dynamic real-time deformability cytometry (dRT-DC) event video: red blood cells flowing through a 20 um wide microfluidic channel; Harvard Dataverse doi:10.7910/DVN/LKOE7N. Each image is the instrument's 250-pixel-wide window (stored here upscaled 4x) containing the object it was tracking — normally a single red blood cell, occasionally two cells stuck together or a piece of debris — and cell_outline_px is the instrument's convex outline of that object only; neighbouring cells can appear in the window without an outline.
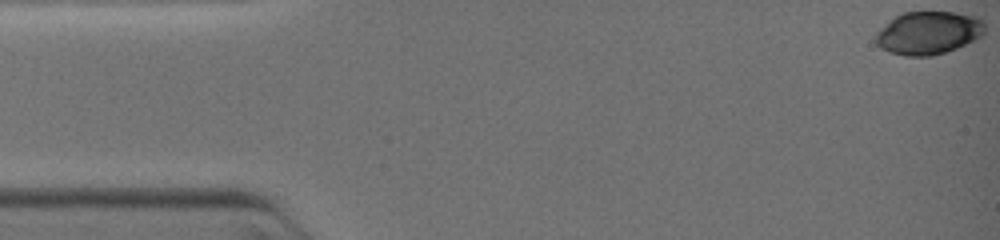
{"species": "common noctule bat (a hibernating species)", "species_latin": "Nyctalus noctula", "temperature_condition": "warm", "stored_images_in_passage": 19, "camera_frame_rate_fps": 3000, "um_per_image_px": 0.085, "animal": {"sex": "female", "body_mass_g": 19.0, "forearm_length_mm": 51.5}, "frame": {"image": 1, "passage_image": 1, "time_ms": 0.0, "image_size_px": [1000, 240], "cell_outline_px": [[984, 32], [980, 36], [956, 48], [932, 56], [904, 56], [892, 52], [876, 44], [876, 32], [896, 16], [904, 12], [956, 12], [980, 16], [984, 20]], "centroid_in_image_um": [78.95, 2.78], "position_along_channel_um": 6.1, "area_um2": 27.11}}
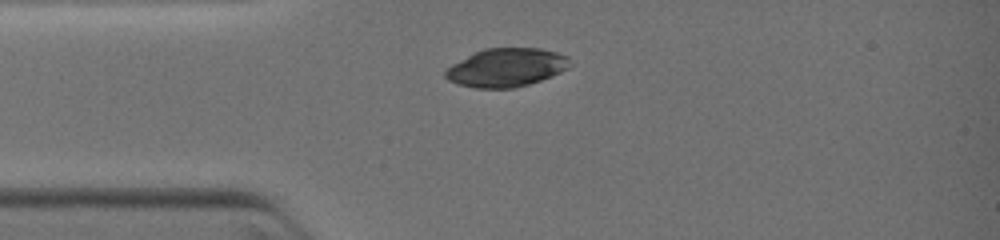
{"frame": {"image": 2, "passage_image": 18, "time_ms": 3.0, "image_size_px": [1000, 240], "cell_outline_px": [[568, 68], [552, 76], [516, 88], [476, 88], [460, 84], [448, 80], [444, 76], [444, 72], [452, 64], [484, 48], [540, 48], [556, 52], [568, 56]], "centroid_in_image_um": [43.03, 5.74], "position_along_channel_um": 42.0, "area_um2": 27.63}}